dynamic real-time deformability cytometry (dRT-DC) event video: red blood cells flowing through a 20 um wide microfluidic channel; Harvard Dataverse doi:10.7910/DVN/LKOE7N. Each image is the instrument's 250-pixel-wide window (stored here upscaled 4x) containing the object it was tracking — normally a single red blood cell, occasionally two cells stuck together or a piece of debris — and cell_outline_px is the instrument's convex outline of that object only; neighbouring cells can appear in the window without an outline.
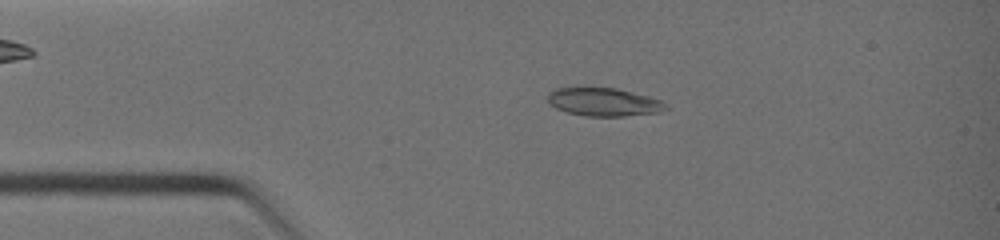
{"species": "common noctule bat (a hibernating species)", "species_latin": "Nyctalus noctula", "temperature_condition": "warm", "stored_images_in_passage": 3, "camera_frame_rate_fps": 3000, "um_per_image_px": 0.085, "animal": {"sex": "female", "body_mass_g": 19.0, "forearm_length_mm": 51.5}, "frame": {"image": 1, "passage_image": 2, "time_ms": 1.0, "image_size_px": [1000, 240], "cell_outline_px": [[668, 108], [660, 112], [624, 116], [584, 116], [568, 112], [556, 108], [548, 104], [548, 92], [556, 88], [580, 84], [588, 84], [616, 88], [648, 96], [660, 100], [668, 104]], "centroid_in_image_um": [51.25, 8.61], "position_along_channel_um": 33.8, "area_um2": 20.35}}
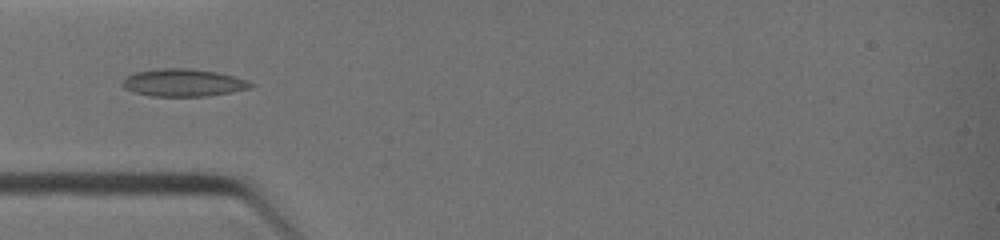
{"frame": {"image": 2, "passage_image": 3, "time_ms": 2.333, "image_size_px": [1000, 240], "cell_outline_px": [[256, 84], [252, 88], [204, 96], [152, 96], [132, 92], [124, 88], [120, 84], [128, 76], [136, 72], [160, 68], [192, 68], [216, 72], [248, 80]], "centroid_in_image_um": [15.58, 7.02], "position_along_channel_um": 69.4, "area_um2": 20.52}}